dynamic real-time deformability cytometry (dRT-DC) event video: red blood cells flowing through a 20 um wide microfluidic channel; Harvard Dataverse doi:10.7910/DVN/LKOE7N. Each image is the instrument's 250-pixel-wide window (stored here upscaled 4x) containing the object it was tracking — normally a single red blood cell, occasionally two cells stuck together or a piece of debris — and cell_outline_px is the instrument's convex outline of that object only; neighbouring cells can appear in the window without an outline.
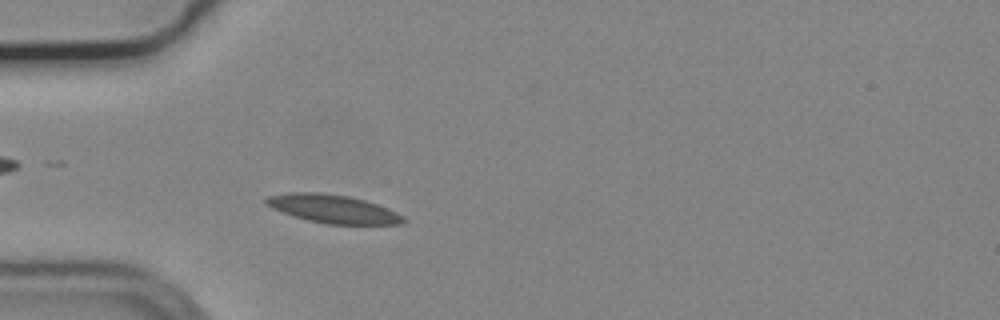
{"species": "common noctule bat (a hibernating species)", "species_latin": "Nyctalus noctula", "temperature_condition": "cold", "stored_images_in_passage": 44, "camera_frame_rate_fps": 3000, "um_per_image_px": 0.085, "animal": {"sex": "male", "body_mass_g": 19.2, "forearm_length_mm": 51.8}, "frame": {"image": 1, "passage_image": 10, "time_ms": 3.0, "image_size_px": [1000, 320], "cell_outline_px": [[408, 220], [400, 224], [328, 224], [308, 220], [292, 216], [272, 208], [264, 204], [264, 200], [268, 196], [288, 192], [320, 192], [348, 196], [364, 200], [388, 208], [404, 216]], "centroid_in_image_um": [28.28, 17.75], "position_along_channel_um": 56.7, "area_um2": 22.72}}
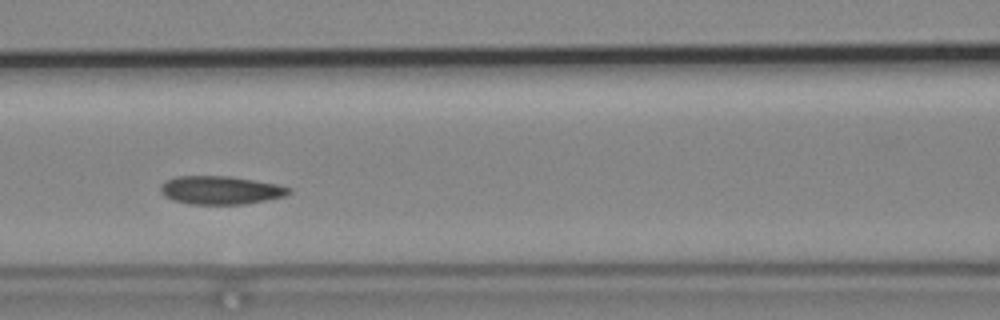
{"frame": {"image": 2, "passage_image": 18, "time_ms": 5.667, "image_size_px": [1000, 320], "cell_outline_px": [[292, 192], [284, 196], [244, 204], [188, 204], [164, 196], [160, 192], [160, 184], [164, 180], [176, 176], [228, 176], [276, 184], [292, 188]], "centroid_in_image_um": [18.71, 16.16], "position_along_channel_um": 147.9, "area_um2": 21.1}}
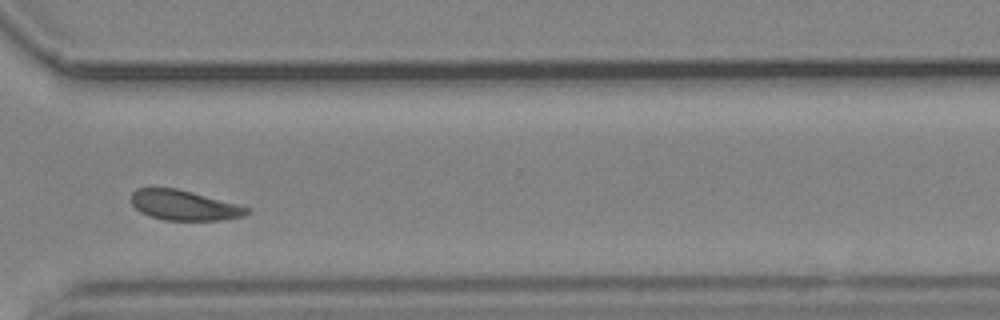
{"frame": {"image": 3, "passage_image": 35, "time_ms": 11.333, "image_size_px": [1000, 320], "cell_outline_px": [[252, 212], [244, 216], [220, 220], [164, 220], [148, 216], [140, 212], [132, 204], [132, 192], [136, 188], [176, 188], [192, 192], [252, 208]], "centroid_in_image_um": [15.67, 17.45], "position_along_channel_um": 354.9, "area_um2": 20.29}, "authors_computed_cell_mechanics": {"area_um2": 21.097, "velocity_mm_per_s": 3.6597, "shape_relaxation_time_tau1_ms": 6.0804, "shape_relaxation_time_tau2_ms": null, "deformation_change_tau1": 0.1114, "deformation_change_tau2": null}}